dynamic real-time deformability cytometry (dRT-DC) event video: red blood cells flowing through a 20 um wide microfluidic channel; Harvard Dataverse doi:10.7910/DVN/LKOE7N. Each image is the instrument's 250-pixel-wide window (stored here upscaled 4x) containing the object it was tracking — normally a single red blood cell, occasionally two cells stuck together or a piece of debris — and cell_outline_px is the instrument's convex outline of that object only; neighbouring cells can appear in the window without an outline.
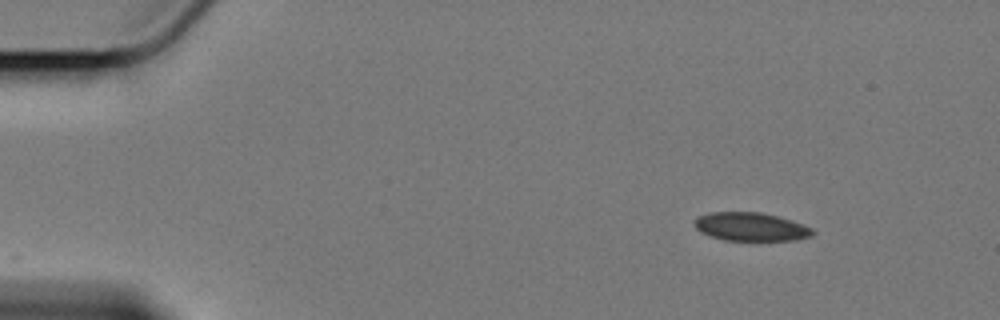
{"species": "Egyptian fruit bat (a non-hibernating species)", "species_latin": "Rousettus aegyptiacus", "temperature_condition": "cold", "stored_images_in_passage": 28, "camera_frame_rate_fps": 3000, "um_per_image_px": 0.085, "animal": {"sex": "female"}, "frame": {"image": 1, "passage_image": 1, "time_ms": 0.0, "image_size_px": [1000, 320], "cell_outline_px": [[816, 232], [812, 236], [796, 240], [724, 240], [708, 236], [700, 232], [692, 224], [692, 220], [708, 212], [760, 212], [792, 220], [804, 224], [812, 228]], "centroid_in_image_um": [63.8, 19.27], "position_along_channel_um": 21.2, "area_um2": 19.83}}
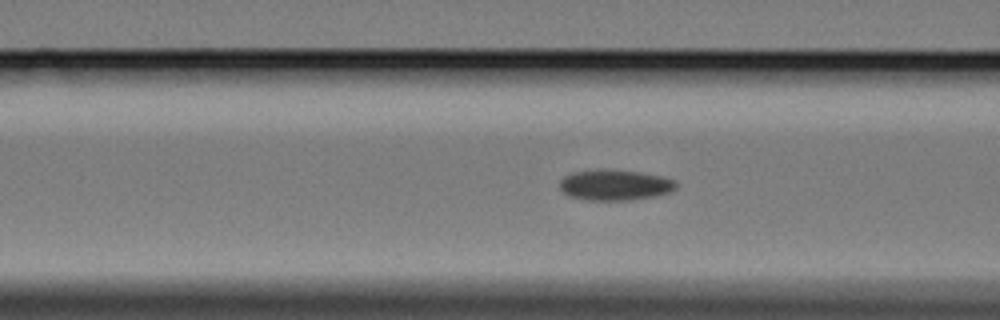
{"frame": {"image": 2, "passage_image": 17, "time_ms": 5.333, "image_size_px": [1000, 320], "cell_outline_px": [[676, 188], [668, 192], [656, 196], [632, 200], [584, 200], [568, 196], [560, 188], [560, 180], [564, 176], [572, 172], [600, 168], [640, 172], [660, 176], [676, 180]], "centroid_in_image_um": [52.24, 15.72], "position_along_channel_um": 114.4, "area_um2": 21.04}}
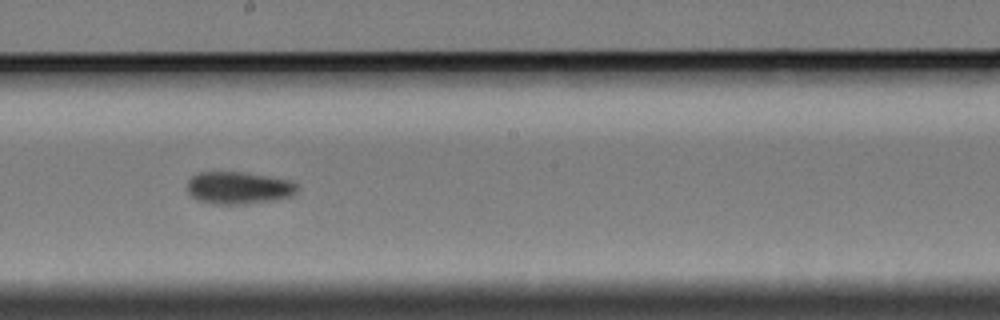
{"frame": {"image": 3, "passage_image": 27, "time_ms": 8.667, "image_size_px": [1000, 320], "cell_outline_px": [[300, 188], [292, 196], [276, 200], [244, 204], [216, 204], [196, 200], [188, 192], [188, 180], [192, 176], [200, 172], [244, 172], [288, 180], [296, 184]], "centroid_in_image_um": [20.29, 15.97], "position_along_channel_um": 227.9, "area_um2": 20.75}}